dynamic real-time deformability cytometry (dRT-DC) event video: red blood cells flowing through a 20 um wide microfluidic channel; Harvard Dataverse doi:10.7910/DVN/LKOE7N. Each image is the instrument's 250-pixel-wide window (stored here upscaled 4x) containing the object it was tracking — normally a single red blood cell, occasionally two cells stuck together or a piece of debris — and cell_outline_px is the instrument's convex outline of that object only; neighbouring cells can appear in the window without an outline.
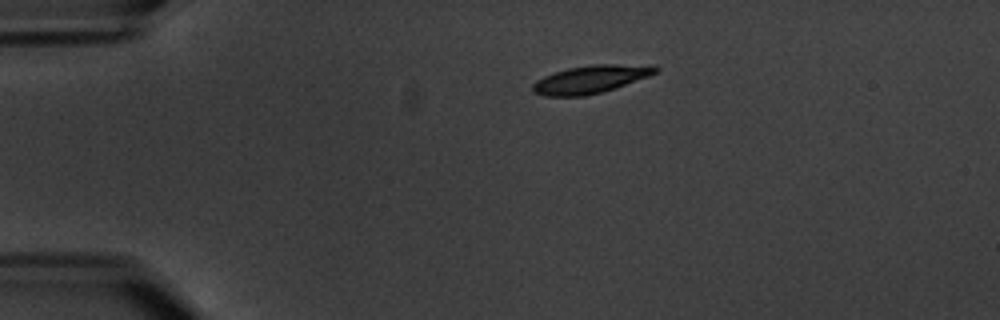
{"species": "common noctule bat (a hibernating species)", "species_latin": "Nyctalus noctula", "temperature_condition": "warm", "stored_images_in_passage": 4, "camera_frame_rate_fps": 3000, "um_per_image_px": 0.085, "animal": {"sex": "male", "body_mass_g": 20.1, "forearm_length_mm": 53.5}, "frame": {"image": 1, "passage_image": 2, "time_ms": 1.333, "image_size_px": [1000, 320], "cell_outline_px": [[660, 68], [656, 72], [648, 76], [600, 92], [584, 96], [544, 96], [532, 92], [532, 84], [536, 80], [544, 76], [568, 68], [596, 64], [616, 64]], "centroid_in_image_um": [50.07, 6.76], "position_along_channel_um": 34.9, "area_um2": 19.25}}
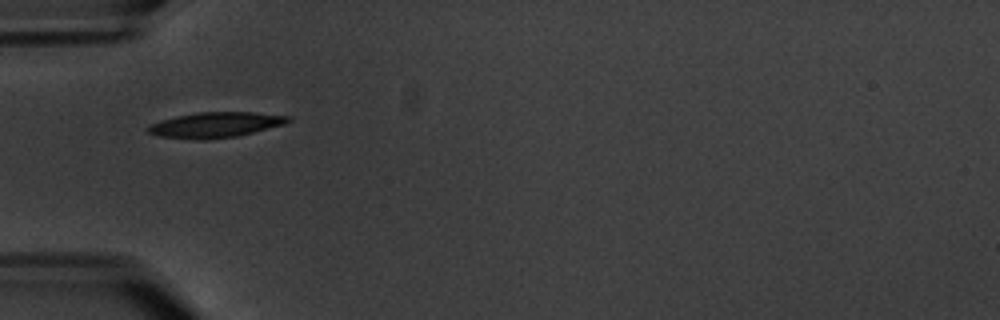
{"frame": {"image": 2, "passage_image": 4, "time_ms": 3.667, "image_size_px": [1000, 320], "cell_outline_px": [[292, 120], [284, 124], [236, 136], [204, 140], [192, 140], [156, 136], [148, 132], [148, 124], [160, 120], [176, 116], [196, 112], [252, 112], [292, 116]], "centroid_in_image_um": [18.26, 10.61], "position_along_channel_um": 66.7, "area_um2": 20.87}}